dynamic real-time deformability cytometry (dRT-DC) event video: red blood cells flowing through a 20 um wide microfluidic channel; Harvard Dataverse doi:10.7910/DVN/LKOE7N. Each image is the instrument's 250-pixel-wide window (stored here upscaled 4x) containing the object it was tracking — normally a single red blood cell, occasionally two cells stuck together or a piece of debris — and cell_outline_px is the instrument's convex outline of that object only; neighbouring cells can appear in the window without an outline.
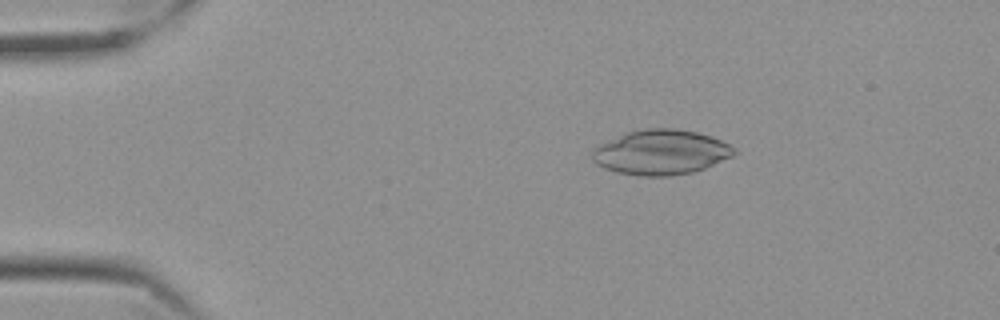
{"species": "Egyptian fruit bat (a non-hibernating species)", "species_latin": "Rousettus aegyptiacus", "temperature_condition": "cold", "stored_images_in_passage": 57, "camera_frame_rate_fps": 3000, "um_per_image_px": 0.085, "frame": {"image": 1, "passage_image": 10, "time_ms": 3.0, "image_size_px": [1000, 320], "cell_outline_px": [[736, 152], [732, 156], [704, 168], [692, 172], [668, 176], [640, 176], [616, 172], [604, 168], [596, 164], [592, 160], [592, 152], [600, 144], [628, 132], [648, 128], [676, 128], [696, 132], [712, 136], [736, 148]], "centroid_in_image_um": [56.18, 12.94], "position_along_channel_um": 28.8, "area_um2": 36.88}}
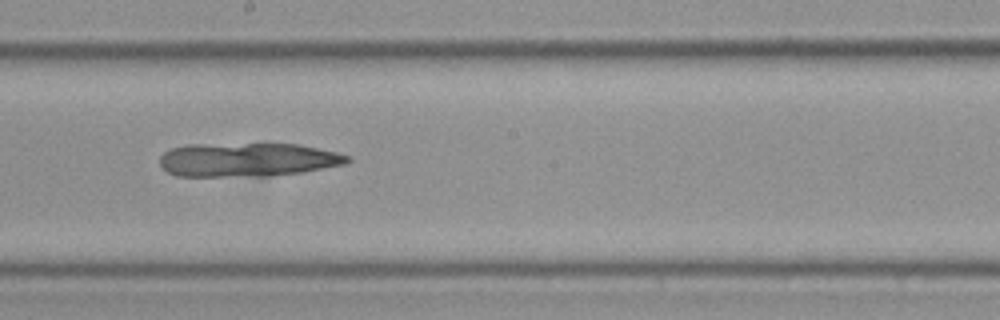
{"frame": {"image": 2, "passage_image": 32, "time_ms": 10.333, "image_size_px": [1000, 320], "cell_outline_px": [[352, 160], [344, 164], [300, 172], [220, 176], [176, 176], [168, 172], [160, 164], [160, 156], [164, 152], [172, 148], [188, 144], [264, 140], [272, 140], [296, 144], [336, 152], [348, 156]], "centroid_in_image_um": [20.99, 13.49], "position_along_channel_um": 227.2, "area_um2": 37.69}}
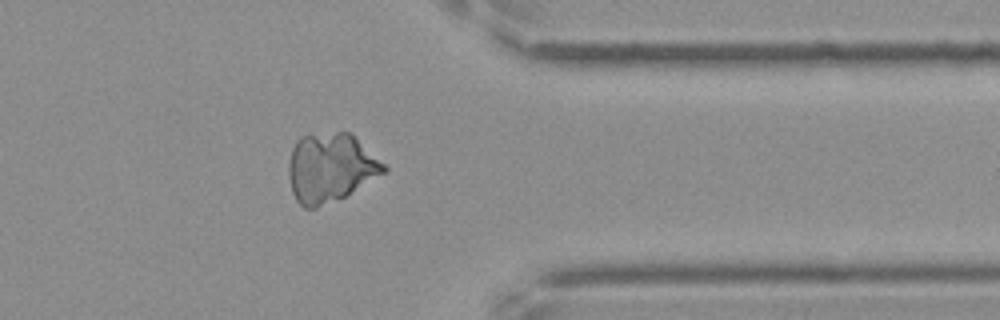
{"frame": {"image": 3, "passage_image": 46, "time_ms": 15.0, "image_size_px": [1000, 320], "cell_outline_px": [[388, 172], [344, 196], [316, 208], [304, 208], [296, 200], [292, 192], [288, 176], [288, 164], [292, 148], [296, 140], [300, 136], [336, 132], [352, 132], [388, 168]], "centroid_in_image_um": [28.09, 14.24], "position_along_channel_um": 383.3, "area_um2": 38.38}}